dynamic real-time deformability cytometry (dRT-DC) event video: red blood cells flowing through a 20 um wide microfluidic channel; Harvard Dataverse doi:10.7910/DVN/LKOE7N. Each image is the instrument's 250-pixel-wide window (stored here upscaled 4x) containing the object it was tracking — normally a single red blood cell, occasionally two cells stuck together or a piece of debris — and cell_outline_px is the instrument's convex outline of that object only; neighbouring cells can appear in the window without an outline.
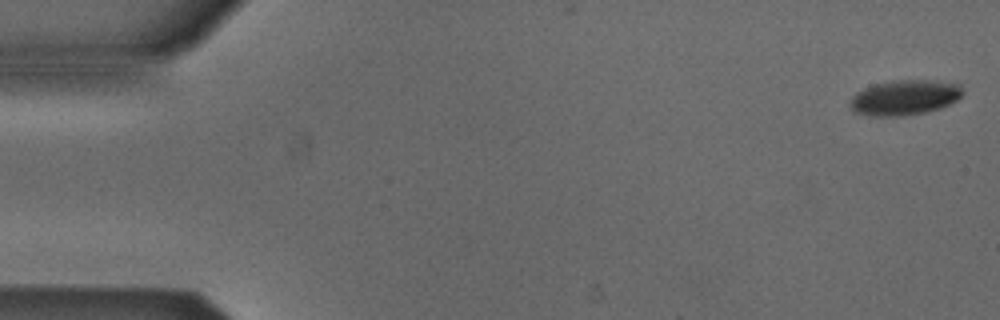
{"species": "Egyptian fruit bat (a non-hibernating species)", "species_latin": "Rousettus aegyptiacus", "temperature_condition": "cold", "stored_images_in_passage": 54, "camera_frame_rate_fps": 3000, "um_per_image_px": 0.085, "animal": {"sex": "male"}, "frame": {"image": 1, "passage_image": 1, "time_ms": 0.0, "image_size_px": [1000, 320], "cell_outline_px": [[964, 92], [956, 100], [940, 108], [928, 112], [904, 116], [872, 116], [856, 112], [852, 108], [852, 96], [856, 92], [864, 88], [876, 84], [900, 80], [928, 80], [960, 84]], "centroid_in_image_um": [76.92, 8.3], "position_along_channel_um": 8.1, "area_um2": 22.77}}
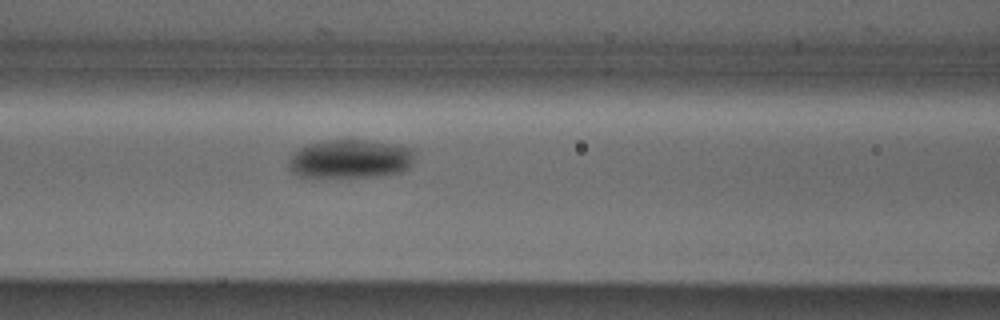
{"frame": {"image": 2, "passage_image": 22, "time_ms": 7.0, "image_size_px": [1000, 320], "cell_outline_px": [[416, 152], [412, 164], [404, 172], [384, 176], [300, 176], [292, 172], [288, 164], [288, 160], [300, 148], [308, 144], [332, 140], [360, 140], [396, 144], [412, 148]], "centroid_in_image_um": [29.86, 13.51], "position_along_channel_um": 136.7, "area_um2": 28.26}}
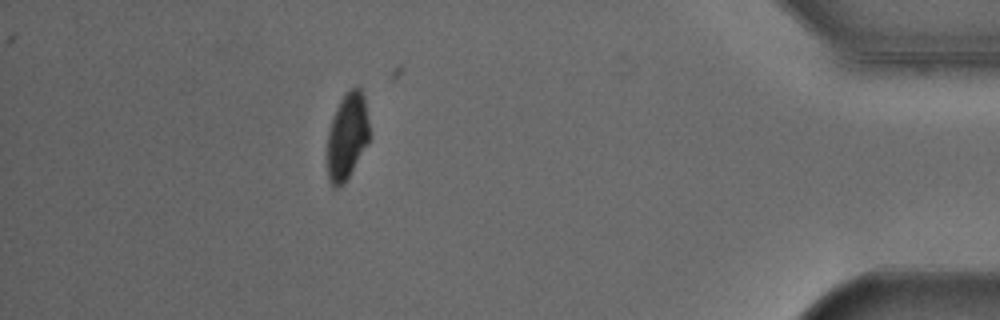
{"frame": {"image": 3, "passage_image": 47, "time_ms": 15.333, "image_size_px": [1000, 320], "cell_outline_px": [[368, 144], [344, 184], [340, 188], [332, 188], [328, 180], [328, 132], [336, 108], [340, 100], [356, 84], [360, 88], [364, 96], [368, 120]], "centroid_in_image_um": [29.5, 11.62], "position_along_channel_um": 405.7, "area_um2": 21.15}, "authors_computed_cell_mechanics": {"area_um2": 24.854, "velocity_mm_per_s": 3.8576, "shape_relaxation_time_tau1_ms": 1.824, "shape_relaxation_time_tau2_ms": null, "deformation_change_tau1": 0.0946, "deformation_change_tau2": null}}